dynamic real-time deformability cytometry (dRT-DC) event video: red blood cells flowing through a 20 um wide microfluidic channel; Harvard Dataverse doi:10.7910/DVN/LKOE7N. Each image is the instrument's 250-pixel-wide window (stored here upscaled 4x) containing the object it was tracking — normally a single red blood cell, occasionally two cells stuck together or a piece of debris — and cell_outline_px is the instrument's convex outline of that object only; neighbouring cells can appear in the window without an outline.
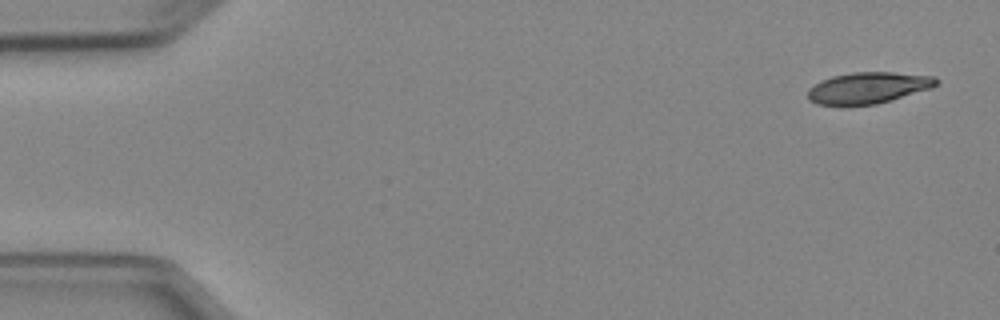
{"species": "Egyptian fruit bat (a non-hibernating species)", "species_latin": "Rousettus aegyptiacus", "temperature_condition": "cold", "stored_images_in_passage": 5, "camera_frame_rate_fps": 3000, "um_per_image_px": 0.085, "animal": {"sex": "female"}, "frame": {"image": 1, "passage_image": 1, "time_ms": 0.0, "image_size_px": [1000, 320], "cell_outline_px": [[940, 80], [932, 88], [876, 104], [848, 108], [840, 108], [816, 104], [808, 100], [808, 88], [820, 80], [832, 76], [852, 72], [892, 72], [936, 76]], "centroid_in_image_um": [73.72, 7.5], "position_along_channel_um": 11.3, "area_um2": 24.33}}
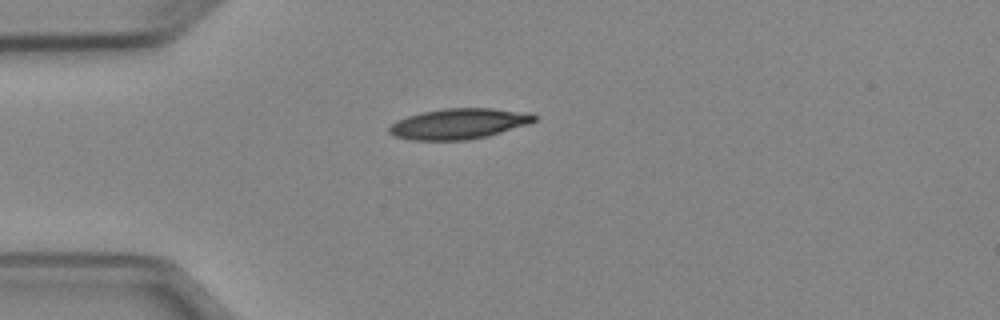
{"frame": {"image": 2, "passage_image": 4, "time_ms": 3.667, "image_size_px": [1000, 320], "cell_outline_px": [[540, 116], [536, 120], [528, 124], [488, 136], [468, 140], [412, 140], [396, 136], [388, 132], [388, 128], [396, 120], [420, 112], [444, 108], [492, 108], [532, 112]], "centroid_in_image_um": [39.05, 10.5], "position_along_channel_um": 45.9, "area_um2": 26.13}}